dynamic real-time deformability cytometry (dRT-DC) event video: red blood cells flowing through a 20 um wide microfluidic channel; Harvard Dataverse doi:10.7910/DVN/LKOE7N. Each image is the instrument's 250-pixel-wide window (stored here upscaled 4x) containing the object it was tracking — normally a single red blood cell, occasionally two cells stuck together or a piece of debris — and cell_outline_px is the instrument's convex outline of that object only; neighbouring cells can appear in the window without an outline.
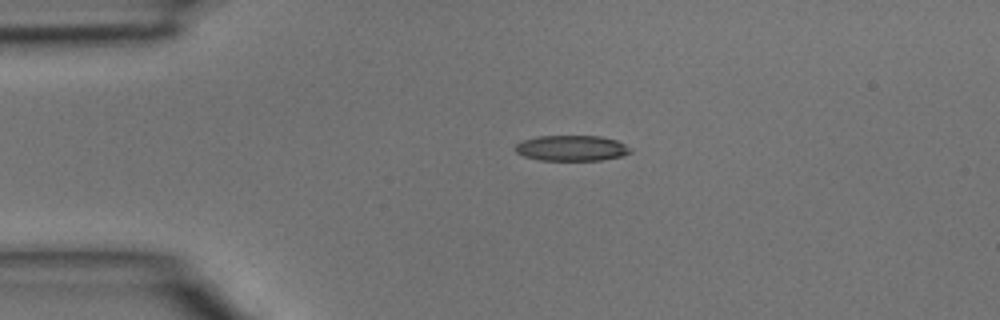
{"species": "common noctule bat (a hibernating species)", "species_latin": "Nyctalus noctula", "temperature_condition": "room temperature", "stored_images_in_passage": 2, "camera_frame_rate_fps": 3000, "um_per_image_px": 0.085, "animal": {"sex": "male", "body_mass_g": 15.6}, "frame": {"image": 1, "passage_image": 1, "time_ms": 0.0, "image_size_px": [1000, 320], "cell_outline_px": [[632, 152], [624, 156], [600, 160], [540, 160], [524, 156], [516, 152], [516, 144], [520, 140], [536, 136], [600, 136], [616, 140], [632, 148]], "centroid_in_image_um": [48.6, 12.59], "position_along_channel_um": 36.4, "area_um2": 17.28}}